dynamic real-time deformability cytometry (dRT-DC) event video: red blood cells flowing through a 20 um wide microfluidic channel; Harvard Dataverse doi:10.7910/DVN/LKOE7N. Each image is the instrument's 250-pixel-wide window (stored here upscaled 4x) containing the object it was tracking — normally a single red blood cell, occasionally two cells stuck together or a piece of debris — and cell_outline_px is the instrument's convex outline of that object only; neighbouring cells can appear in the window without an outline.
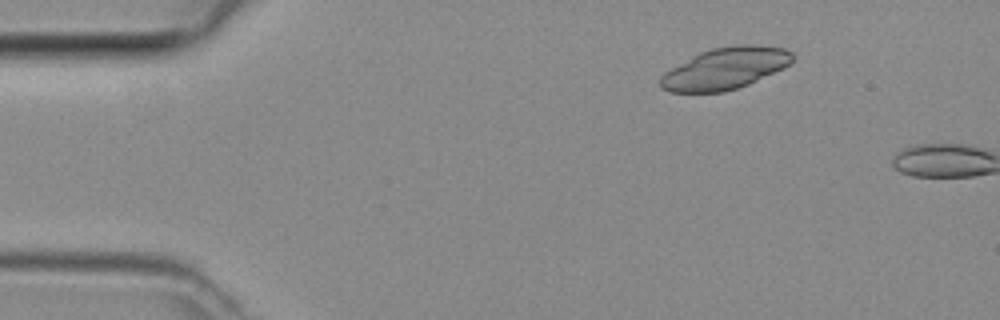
{"species": "common noctule bat (a hibernating species)", "species_latin": "Nyctalus noctula", "temperature_condition": "room temperature", "stored_images_in_passage": 2, "camera_frame_rate_fps": 3000, "um_per_image_px": 0.085, "animal": {"sex": "female", "body_mass_g": 29.2, "forearm_length_mm": 56.3}, "frame": {"image": 1, "passage_image": 1, "time_ms": 0.0, "image_size_px": [1000, 320], "cell_outline_px": [[796, 56], [784, 68], [748, 84], [724, 92], [672, 92], [660, 88], [660, 76], [664, 72], [692, 56], [700, 52], [712, 48], [736, 44], [756, 44], [784, 48], [792, 52]], "centroid_in_image_um": [61.65, 5.8], "position_along_channel_um": 23.4, "area_um2": 32.14}}